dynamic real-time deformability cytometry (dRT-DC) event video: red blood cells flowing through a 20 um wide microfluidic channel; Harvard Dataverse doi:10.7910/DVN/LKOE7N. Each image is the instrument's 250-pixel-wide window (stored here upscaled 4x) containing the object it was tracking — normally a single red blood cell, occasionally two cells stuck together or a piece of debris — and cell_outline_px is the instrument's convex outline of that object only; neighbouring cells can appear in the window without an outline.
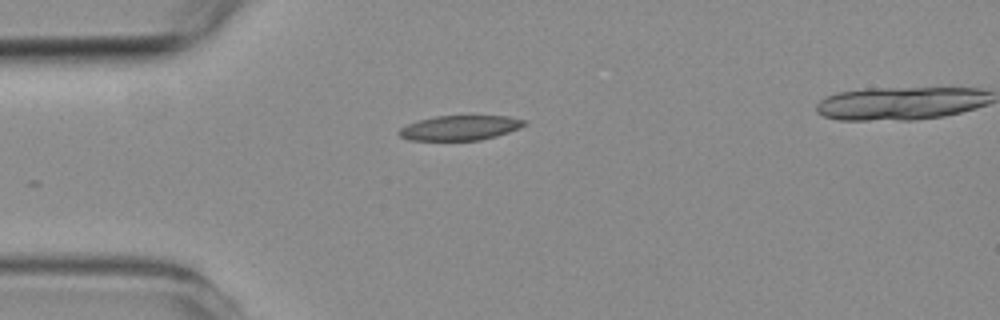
{"species": "common noctule bat (a hibernating species)", "species_latin": "Nyctalus noctula", "temperature_condition": "room temperature", "stored_images_in_passage": 3, "camera_frame_rate_fps": 3000, "um_per_image_px": 0.085, "animal": {"sex": "female", "body_mass_g": 19.3, "forearm_length_mm": 54.1}, "frame": {"image": 1, "passage_image": 3, "time_ms": 2.333, "image_size_px": [1000, 320], "cell_outline_px": [[528, 124], [520, 128], [496, 136], [480, 140], [408, 140], [400, 136], [396, 132], [400, 128], [408, 124], [420, 120], [436, 116], [508, 116], [528, 120]], "centroid_in_image_um": [39.13, 10.86], "position_along_channel_um": 45.9, "area_um2": 18.15}}